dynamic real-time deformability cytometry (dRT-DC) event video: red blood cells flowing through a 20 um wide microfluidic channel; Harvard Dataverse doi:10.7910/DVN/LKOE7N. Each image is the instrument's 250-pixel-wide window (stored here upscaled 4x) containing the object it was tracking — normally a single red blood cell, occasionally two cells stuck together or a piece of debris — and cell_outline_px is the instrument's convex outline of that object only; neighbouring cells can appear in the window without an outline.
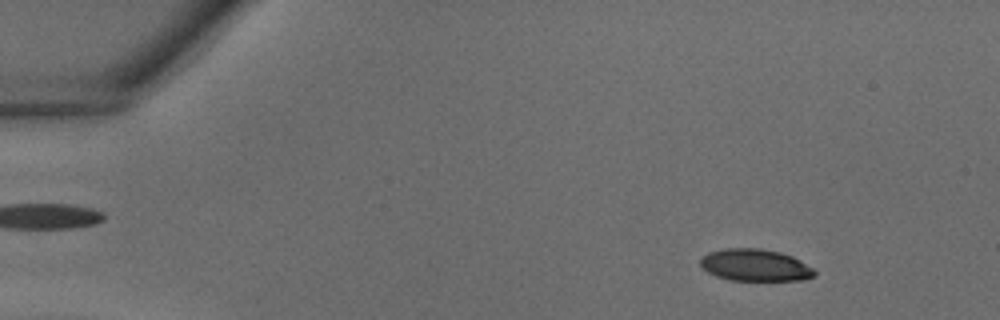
{"species": "common noctule bat (a hibernating species)", "species_latin": "Nyctalus noctula", "temperature_condition": "warm", "stored_images_in_passage": 38, "camera_frame_rate_fps": 3000, "um_per_image_px": 0.085, "animal": {"sex": "male", "body_mass_g": 18.8}, "frame": {"image": 1, "passage_image": 4, "time_ms": 1.0, "image_size_px": [1000, 320], "cell_outline_px": [[816, 272], [812, 276], [804, 280], [728, 280], [716, 276], [708, 272], [700, 264], [700, 256], [708, 252], [724, 248], [760, 248], [780, 252], [792, 256], [800, 260], [812, 268]], "centroid_in_image_um": [64.15, 22.53], "position_along_channel_um": 20.9, "area_um2": 21.33}}
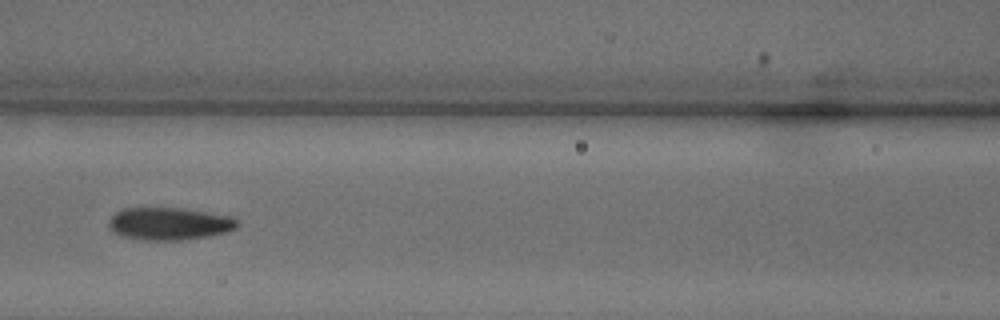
{"frame": {"image": 2, "passage_image": 17, "time_ms": 5.333, "image_size_px": [1000, 320], "cell_outline_px": [[240, 224], [236, 228], [228, 232], [208, 236], [180, 240], [144, 240], [120, 236], [112, 232], [108, 224], [108, 220], [116, 212], [124, 208], [184, 208], [232, 216], [240, 220]], "centroid_in_image_um": [14.41, 19.01], "position_along_channel_um": 152.2, "area_um2": 24.68}}
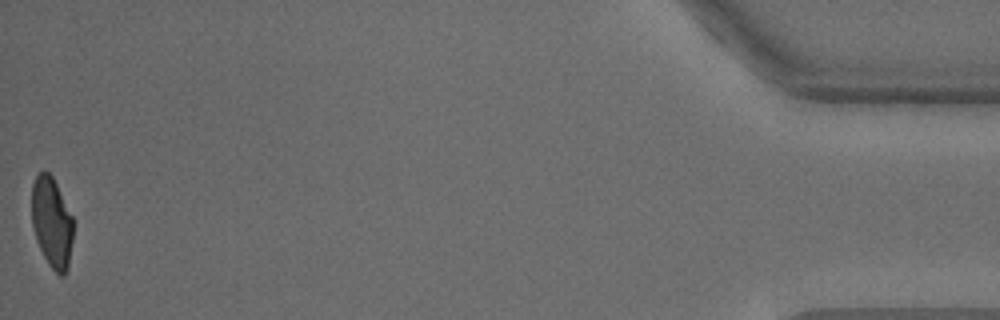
{"frame": {"image": 3, "passage_image": 38, "time_ms": 12.333, "image_size_px": [1000, 320], "cell_outline_px": [[72, 240], [68, 268], [64, 276], [60, 276], [48, 264], [36, 240], [32, 224], [32, 184], [36, 176], [44, 168], [52, 176], [72, 216]], "centroid_in_image_um": [4.39, 18.9], "position_along_channel_um": 430.8, "area_um2": 21.73}}